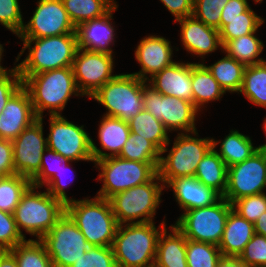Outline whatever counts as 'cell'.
Wrapping results in <instances>:
<instances>
[{"label": "cell", "mask_w": 266, "mask_h": 267, "mask_svg": "<svg viewBox=\"0 0 266 267\" xmlns=\"http://www.w3.org/2000/svg\"><path fill=\"white\" fill-rule=\"evenodd\" d=\"M266 132V126L263 127ZM258 150L266 152V144L258 146Z\"/></svg>", "instance_id": "obj_56"}, {"label": "cell", "mask_w": 266, "mask_h": 267, "mask_svg": "<svg viewBox=\"0 0 266 267\" xmlns=\"http://www.w3.org/2000/svg\"><path fill=\"white\" fill-rule=\"evenodd\" d=\"M255 234L254 223L241 217L233 209L229 212L220 244L222 256L239 257Z\"/></svg>", "instance_id": "obj_25"}, {"label": "cell", "mask_w": 266, "mask_h": 267, "mask_svg": "<svg viewBox=\"0 0 266 267\" xmlns=\"http://www.w3.org/2000/svg\"><path fill=\"white\" fill-rule=\"evenodd\" d=\"M161 151L139 134L130 133L118 157L143 163H160Z\"/></svg>", "instance_id": "obj_37"}, {"label": "cell", "mask_w": 266, "mask_h": 267, "mask_svg": "<svg viewBox=\"0 0 266 267\" xmlns=\"http://www.w3.org/2000/svg\"><path fill=\"white\" fill-rule=\"evenodd\" d=\"M217 267H249L246 266L243 262H241L238 257H222Z\"/></svg>", "instance_id": "obj_53"}, {"label": "cell", "mask_w": 266, "mask_h": 267, "mask_svg": "<svg viewBox=\"0 0 266 267\" xmlns=\"http://www.w3.org/2000/svg\"><path fill=\"white\" fill-rule=\"evenodd\" d=\"M147 82L163 95L193 103L191 63L174 62L162 71L155 73Z\"/></svg>", "instance_id": "obj_20"}, {"label": "cell", "mask_w": 266, "mask_h": 267, "mask_svg": "<svg viewBox=\"0 0 266 267\" xmlns=\"http://www.w3.org/2000/svg\"><path fill=\"white\" fill-rule=\"evenodd\" d=\"M254 1L257 2V3H258V2H259V3H260V2L262 3V0H254Z\"/></svg>", "instance_id": "obj_57"}, {"label": "cell", "mask_w": 266, "mask_h": 267, "mask_svg": "<svg viewBox=\"0 0 266 267\" xmlns=\"http://www.w3.org/2000/svg\"><path fill=\"white\" fill-rule=\"evenodd\" d=\"M98 130V138L102 148L105 151H110V153L103 152L91 140V151L94 161L118 156L131 133L127 121L105 115L100 121Z\"/></svg>", "instance_id": "obj_24"}, {"label": "cell", "mask_w": 266, "mask_h": 267, "mask_svg": "<svg viewBox=\"0 0 266 267\" xmlns=\"http://www.w3.org/2000/svg\"><path fill=\"white\" fill-rule=\"evenodd\" d=\"M173 147L166 157L161 156L158 174L166 188L173 179L194 177L199 162L212 148V139L196 138L185 133H178Z\"/></svg>", "instance_id": "obj_10"}, {"label": "cell", "mask_w": 266, "mask_h": 267, "mask_svg": "<svg viewBox=\"0 0 266 267\" xmlns=\"http://www.w3.org/2000/svg\"><path fill=\"white\" fill-rule=\"evenodd\" d=\"M70 267H118L112 246H91Z\"/></svg>", "instance_id": "obj_41"}, {"label": "cell", "mask_w": 266, "mask_h": 267, "mask_svg": "<svg viewBox=\"0 0 266 267\" xmlns=\"http://www.w3.org/2000/svg\"><path fill=\"white\" fill-rule=\"evenodd\" d=\"M50 156L51 164H48L45 155ZM49 154V155H48ZM66 159L62 157L59 153H56L54 150L47 148L41 158V167L40 170L30 179L31 185L38 188L45 186V184L58 172L63 166V161ZM60 164V165H59Z\"/></svg>", "instance_id": "obj_45"}, {"label": "cell", "mask_w": 266, "mask_h": 267, "mask_svg": "<svg viewBox=\"0 0 266 267\" xmlns=\"http://www.w3.org/2000/svg\"><path fill=\"white\" fill-rule=\"evenodd\" d=\"M255 233L266 237V211L254 223Z\"/></svg>", "instance_id": "obj_54"}, {"label": "cell", "mask_w": 266, "mask_h": 267, "mask_svg": "<svg viewBox=\"0 0 266 267\" xmlns=\"http://www.w3.org/2000/svg\"><path fill=\"white\" fill-rule=\"evenodd\" d=\"M18 267H53L46 246L41 240H25L9 250Z\"/></svg>", "instance_id": "obj_36"}, {"label": "cell", "mask_w": 266, "mask_h": 267, "mask_svg": "<svg viewBox=\"0 0 266 267\" xmlns=\"http://www.w3.org/2000/svg\"><path fill=\"white\" fill-rule=\"evenodd\" d=\"M219 143H221V146L218 152L215 148ZM212 148L222 158L227 167L245 161L258 151V147L253 146L250 137L237 130H231L221 141L212 138Z\"/></svg>", "instance_id": "obj_29"}, {"label": "cell", "mask_w": 266, "mask_h": 267, "mask_svg": "<svg viewBox=\"0 0 266 267\" xmlns=\"http://www.w3.org/2000/svg\"><path fill=\"white\" fill-rule=\"evenodd\" d=\"M19 0H0V24L18 36L24 21Z\"/></svg>", "instance_id": "obj_46"}, {"label": "cell", "mask_w": 266, "mask_h": 267, "mask_svg": "<svg viewBox=\"0 0 266 267\" xmlns=\"http://www.w3.org/2000/svg\"><path fill=\"white\" fill-rule=\"evenodd\" d=\"M228 167L211 148L199 162L194 177L207 187L213 188L221 196L227 188Z\"/></svg>", "instance_id": "obj_28"}, {"label": "cell", "mask_w": 266, "mask_h": 267, "mask_svg": "<svg viewBox=\"0 0 266 267\" xmlns=\"http://www.w3.org/2000/svg\"><path fill=\"white\" fill-rule=\"evenodd\" d=\"M50 132L47 148L70 161H92L91 138L84 129L68 121L62 115H50Z\"/></svg>", "instance_id": "obj_13"}, {"label": "cell", "mask_w": 266, "mask_h": 267, "mask_svg": "<svg viewBox=\"0 0 266 267\" xmlns=\"http://www.w3.org/2000/svg\"><path fill=\"white\" fill-rule=\"evenodd\" d=\"M22 86L17 66L0 73V114L10 97Z\"/></svg>", "instance_id": "obj_47"}, {"label": "cell", "mask_w": 266, "mask_h": 267, "mask_svg": "<svg viewBox=\"0 0 266 267\" xmlns=\"http://www.w3.org/2000/svg\"><path fill=\"white\" fill-rule=\"evenodd\" d=\"M4 52V48L2 46V44H0V73H3L7 70V68H4L1 66V60H2V53Z\"/></svg>", "instance_id": "obj_55"}, {"label": "cell", "mask_w": 266, "mask_h": 267, "mask_svg": "<svg viewBox=\"0 0 266 267\" xmlns=\"http://www.w3.org/2000/svg\"><path fill=\"white\" fill-rule=\"evenodd\" d=\"M154 222L118 225L112 245L118 267H150L154 265L157 242L166 227Z\"/></svg>", "instance_id": "obj_3"}, {"label": "cell", "mask_w": 266, "mask_h": 267, "mask_svg": "<svg viewBox=\"0 0 266 267\" xmlns=\"http://www.w3.org/2000/svg\"><path fill=\"white\" fill-rule=\"evenodd\" d=\"M113 55L78 48L73 60V73L79 91L88 98L109 80L112 75Z\"/></svg>", "instance_id": "obj_15"}, {"label": "cell", "mask_w": 266, "mask_h": 267, "mask_svg": "<svg viewBox=\"0 0 266 267\" xmlns=\"http://www.w3.org/2000/svg\"><path fill=\"white\" fill-rule=\"evenodd\" d=\"M42 121L43 118H38L12 141L15 174L31 179L40 170L41 158L47 149Z\"/></svg>", "instance_id": "obj_17"}, {"label": "cell", "mask_w": 266, "mask_h": 267, "mask_svg": "<svg viewBox=\"0 0 266 267\" xmlns=\"http://www.w3.org/2000/svg\"><path fill=\"white\" fill-rule=\"evenodd\" d=\"M224 91L239 92L246 66L236 59L226 56L211 66H206Z\"/></svg>", "instance_id": "obj_34"}, {"label": "cell", "mask_w": 266, "mask_h": 267, "mask_svg": "<svg viewBox=\"0 0 266 267\" xmlns=\"http://www.w3.org/2000/svg\"><path fill=\"white\" fill-rule=\"evenodd\" d=\"M15 174L11 140L0 139V176Z\"/></svg>", "instance_id": "obj_49"}, {"label": "cell", "mask_w": 266, "mask_h": 267, "mask_svg": "<svg viewBox=\"0 0 266 267\" xmlns=\"http://www.w3.org/2000/svg\"><path fill=\"white\" fill-rule=\"evenodd\" d=\"M0 267H18L14 255L9 250L0 251Z\"/></svg>", "instance_id": "obj_52"}, {"label": "cell", "mask_w": 266, "mask_h": 267, "mask_svg": "<svg viewBox=\"0 0 266 267\" xmlns=\"http://www.w3.org/2000/svg\"><path fill=\"white\" fill-rule=\"evenodd\" d=\"M172 47L170 41L164 37L149 35L143 38L135 50L136 61L141 65L139 72L132 73L138 78L147 81L155 73L172 65Z\"/></svg>", "instance_id": "obj_19"}, {"label": "cell", "mask_w": 266, "mask_h": 267, "mask_svg": "<svg viewBox=\"0 0 266 267\" xmlns=\"http://www.w3.org/2000/svg\"><path fill=\"white\" fill-rule=\"evenodd\" d=\"M266 152L258 150L245 161L228 167L227 188L222 197L233 203L241 197L264 193Z\"/></svg>", "instance_id": "obj_14"}, {"label": "cell", "mask_w": 266, "mask_h": 267, "mask_svg": "<svg viewBox=\"0 0 266 267\" xmlns=\"http://www.w3.org/2000/svg\"><path fill=\"white\" fill-rule=\"evenodd\" d=\"M256 32L229 40L223 46V52L245 66L260 64L263 58H257L264 49L263 42L255 36Z\"/></svg>", "instance_id": "obj_31"}, {"label": "cell", "mask_w": 266, "mask_h": 267, "mask_svg": "<svg viewBox=\"0 0 266 267\" xmlns=\"http://www.w3.org/2000/svg\"><path fill=\"white\" fill-rule=\"evenodd\" d=\"M70 162H72V161H70L68 159L63 161V166L61 167V169L58 172H56V174H54V176L46 183L47 192L51 196H53L54 198L62 201L65 205L74 200L72 198L70 199L67 197V194L65 192V187H66L67 183L62 181L63 180L62 176H65V175H63L64 174L63 171H64V169L66 171H68L66 167H68V165H70Z\"/></svg>", "instance_id": "obj_48"}, {"label": "cell", "mask_w": 266, "mask_h": 267, "mask_svg": "<svg viewBox=\"0 0 266 267\" xmlns=\"http://www.w3.org/2000/svg\"><path fill=\"white\" fill-rule=\"evenodd\" d=\"M170 229L171 232L168 233L165 227L159 235L154 265L156 267H188L186 238L175 225H171Z\"/></svg>", "instance_id": "obj_26"}, {"label": "cell", "mask_w": 266, "mask_h": 267, "mask_svg": "<svg viewBox=\"0 0 266 267\" xmlns=\"http://www.w3.org/2000/svg\"><path fill=\"white\" fill-rule=\"evenodd\" d=\"M20 39L23 41V48L18 54L16 62H18L24 51L29 49L27 57L17 65L21 77L72 67L78 50L76 34ZM32 42L35 44L33 47L31 46Z\"/></svg>", "instance_id": "obj_2"}, {"label": "cell", "mask_w": 266, "mask_h": 267, "mask_svg": "<svg viewBox=\"0 0 266 267\" xmlns=\"http://www.w3.org/2000/svg\"><path fill=\"white\" fill-rule=\"evenodd\" d=\"M232 208L247 221L255 223L259 216L266 211V194L259 193L241 197L232 203Z\"/></svg>", "instance_id": "obj_42"}, {"label": "cell", "mask_w": 266, "mask_h": 267, "mask_svg": "<svg viewBox=\"0 0 266 267\" xmlns=\"http://www.w3.org/2000/svg\"><path fill=\"white\" fill-rule=\"evenodd\" d=\"M117 8L118 5L116 4L104 16L85 21L76 27L78 48L113 54V50L109 46L115 42V33L110 21L113 19L112 13Z\"/></svg>", "instance_id": "obj_22"}, {"label": "cell", "mask_w": 266, "mask_h": 267, "mask_svg": "<svg viewBox=\"0 0 266 267\" xmlns=\"http://www.w3.org/2000/svg\"><path fill=\"white\" fill-rule=\"evenodd\" d=\"M62 2L75 27L85 21L104 16L116 5L112 0H62Z\"/></svg>", "instance_id": "obj_33"}, {"label": "cell", "mask_w": 266, "mask_h": 267, "mask_svg": "<svg viewBox=\"0 0 266 267\" xmlns=\"http://www.w3.org/2000/svg\"><path fill=\"white\" fill-rule=\"evenodd\" d=\"M38 187L30 185L23 193L14 211L19 232L21 228L41 240L55 223L65 214L66 205L46 192H36Z\"/></svg>", "instance_id": "obj_5"}, {"label": "cell", "mask_w": 266, "mask_h": 267, "mask_svg": "<svg viewBox=\"0 0 266 267\" xmlns=\"http://www.w3.org/2000/svg\"><path fill=\"white\" fill-rule=\"evenodd\" d=\"M166 186L172 187L176 202L184 211L213 205L222 197L195 177L173 179Z\"/></svg>", "instance_id": "obj_23"}, {"label": "cell", "mask_w": 266, "mask_h": 267, "mask_svg": "<svg viewBox=\"0 0 266 267\" xmlns=\"http://www.w3.org/2000/svg\"><path fill=\"white\" fill-rule=\"evenodd\" d=\"M41 241L46 246L53 267H70L91 247L66 212Z\"/></svg>", "instance_id": "obj_12"}, {"label": "cell", "mask_w": 266, "mask_h": 267, "mask_svg": "<svg viewBox=\"0 0 266 267\" xmlns=\"http://www.w3.org/2000/svg\"><path fill=\"white\" fill-rule=\"evenodd\" d=\"M232 209V204L221 197L213 205L185 211L174 225L186 239L218 246Z\"/></svg>", "instance_id": "obj_9"}, {"label": "cell", "mask_w": 266, "mask_h": 267, "mask_svg": "<svg viewBox=\"0 0 266 267\" xmlns=\"http://www.w3.org/2000/svg\"><path fill=\"white\" fill-rule=\"evenodd\" d=\"M66 213L91 246L113 245L118 223L108 199L73 200L66 204Z\"/></svg>", "instance_id": "obj_4"}, {"label": "cell", "mask_w": 266, "mask_h": 267, "mask_svg": "<svg viewBox=\"0 0 266 267\" xmlns=\"http://www.w3.org/2000/svg\"><path fill=\"white\" fill-rule=\"evenodd\" d=\"M94 163L101 170L98 178L103 182L97 197L104 199L150 181L158 173L159 167V163L130 161L118 156L107 157Z\"/></svg>", "instance_id": "obj_8"}, {"label": "cell", "mask_w": 266, "mask_h": 267, "mask_svg": "<svg viewBox=\"0 0 266 267\" xmlns=\"http://www.w3.org/2000/svg\"><path fill=\"white\" fill-rule=\"evenodd\" d=\"M229 0H194L193 16L206 26L220 31V19L223 8Z\"/></svg>", "instance_id": "obj_40"}, {"label": "cell", "mask_w": 266, "mask_h": 267, "mask_svg": "<svg viewBox=\"0 0 266 267\" xmlns=\"http://www.w3.org/2000/svg\"><path fill=\"white\" fill-rule=\"evenodd\" d=\"M168 11L175 17V21L193 15L194 0H160Z\"/></svg>", "instance_id": "obj_50"}, {"label": "cell", "mask_w": 266, "mask_h": 267, "mask_svg": "<svg viewBox=\"0 0 266 267\" xmlns=\"http://www.w3.org/2000/svg\"><path fill=\"white\" fill-rule=\"evenodd\" d=\"M264 23V19L258 16L251 7L238 17L220 19V40L224 46L229 40L256 32Z\"/></svg>", "instance_id": "obj_32"}, {"label": "cell", "mask_w": 266, "mask_h": 267, "mask_svg": "<svg viewBox=\"0 0 266 267\" xmlns=\"http://www.w3.org/2000/svg\"><path fill=\"white\" fill-rule=\"evenodd\" d=\"M36 117L28 91L21 86L0 114V139L13 141Z\"/></svg>", "instance_id": "obj_18"}, {"label": "cell", "mask_w": 266, "mask_h": 267, "mask_svg": "<svg viewBox=\"0 0 266 267\" xmlns=\"http://www.w3.org/2000/svg\"><path fill=\"white\" fill-rule=\"evenodd\" d=\"M33 16L23 25L18 38H45L76 34L62 0H39Z\"/></svg>", "instance_id": "obj_16"}, {"label": "cell", "mask_w": 266, "mask_h": 267, "mask_svg": "<svg viewBox=\"0 0 266 267\" xmlns=\"http://www.w3.org/2000/svg\"><path fill=\"white\" fill-rule=\"evenodd\" d=\"M250 8L247 0H229L223 8L221 18H234Z\"/></svg>", "instance_id": "obj_51"}, {"label": "cell", "mask_w": 266, "mask_h": 267, "mask_svg": "<svg viewBox=\"0 0 266 267\" xmlns=\"http://www.w3.org/2000/svg\"><path fill=\"white\" fill-rule=\"evenodd\" d=\"M238 259L249 267H266V237L255 233Z\"/></svg>", "instance_id": "obj_44"}, {"label": "cell", "mask_w": 266, "mask_h": 267, "mask_svg": "<svg viewBox=\"0 0 266 267\" xmlns=\"http://www.w3.org/2000/svg\"><path fill=\"white\" fill-rule=\"evenodd\" d=\"M239 92L253 104L266 108V66L263 63L246 66Z\"/></svg>", "instance_id": "obj_35"}, {"label": "cell", "mask_w": 266, "mask_h": 267, "mask_svg": "<svg viewBox=\"0 0 266 267\" xmlns=\"http://www.w3.org/2000/svg\"><path fill=\"white\" fill-rule=\"evenodd\" d=\"M21 79L37 118H43V112L47 109L50 115H61L60 112L72 95L83 96L77 87L72 67L54 69Z\"/></svg>", "instance_id": "obj_1"}, {"label": "cell", "mask_w": 266, "mask_h": 267, "mask_svg": "<svg viewBox=\"0 0 266 267\" xmlns=\"http://www.w3.org/2000/svg\"><path fill=\"white\" fill-rule=\"evenodd\" d=\"M31 180L19 174L0 176V210L13 214Z\"/></svg>", "instance_id": "obj_38"}, {"label": "cell", "mask_w": 266, "mask_h": 267, "mask_svg": "<svg viewBox=\"0 0 266 267\" xmlns=\"http://www.w3.org/2000/svg\"><path fill=\"white\" fill-rule=\"evenodd\" d=\"M222 253L217 245L186 239L188 267H217Z\"/></svg>", "instance_id": "obj_39"}, {"label": "cell", "mask_w": 266, "mask_h": 267, "mask_svg": "<svg viewBox=\"0 0 266 267\" xmlns=\"http://www.w3.org/2000/svg\"><path fill=\"white\" fill-rule=\"evenodd\" d=\"M144 109L160 120L170 131L181 130L198 136L195 118L198 109L190 101L161 94L152 86L143 85Z\"/></svg>", "instance_id": "obj_11"}, {"label": "cell", "mask_w": 266, "mask_h": 267, "mask_svg": "<svg viewBox=\"0 0 266 267\" xmlns=\"http://www.w3.org/2000/svg\"><path fill=\"white\" fill-rule=\"evenodd\" d=\"M164 188L157 173L150 181L111 196L108 200L118 225L153 222Z\"/></svg>", "instance_id": "obj_6"}, {"label": "cell", "mask_w": 266, "mask_h": 267, "mask_svg": "<svg viewBox=\"0 0 266 267\" xmlns=\"http://www.w3.org/2000/svg\"><path fill=\"white\" fill-rule=\"evenodd\" d=\"M127 122L132 133L151 141L161 151V154L167 152L166 146L170 144L168 130L151 113L143 109Z\"/></svg>", "instance_id": "obj_30"}, {"label": "cell", "mask_w": 266, "mask_h": 267, "mask_svg": "<svg viewBox=\"0 0 266 267\" xmlns=\"http://www.w3.org/2000/svg\"><path fill=\"white\" fill-rule=\"evenodd\" d=\"M183 46L190 53L204 58V55L212 53L223 46L220 40V31L206 26L202 21L197 20L193 15L179 20Z\"/></svg>", "instance_id": "obj_21"}, {"label": "cell", "mask_w": 266, "mask_h": 267, "mask_svg": "<svg viewBox=\"0 0 266 267\" xmlns=\"http://www.w3.org/2000/svg\"><path fill=\"white\" fill-rule=\"evenodd\" d=\"M25 238L17 228L14 214L0 210V251L11 250Z\"/></svg>", "instance_id": "obj_43"}, {"label": "cell", "mask_w": 266, "mask_h": 267, "mask_svg": "<svg viewBox=\"0 0 266 267\" xmlns=\"http://www.w3.org/2000/svg\"><path fill=\"white\" fill-rule=\"evenodd\" d=\"M191 82L193 104L198 110L226 93L204 63H191Z\"/></svg>", "instance_id": "obj_27"}, {"label": "cell", "mask_w": 266, "mask_h": 267, "mask_svg": "<svg viewBox=\"0 0 266 267\" xmlns=\"http://www.w3.org/2000/svg\"><path fill=\"white\" fill-rule=\"evenodd\" d=\"M146 82L133 74H116L89 98L106 107L105 116L129 121L144 109L143 85Z\"/></svg>", "instance_id": "obj_7"}]
</instances>
